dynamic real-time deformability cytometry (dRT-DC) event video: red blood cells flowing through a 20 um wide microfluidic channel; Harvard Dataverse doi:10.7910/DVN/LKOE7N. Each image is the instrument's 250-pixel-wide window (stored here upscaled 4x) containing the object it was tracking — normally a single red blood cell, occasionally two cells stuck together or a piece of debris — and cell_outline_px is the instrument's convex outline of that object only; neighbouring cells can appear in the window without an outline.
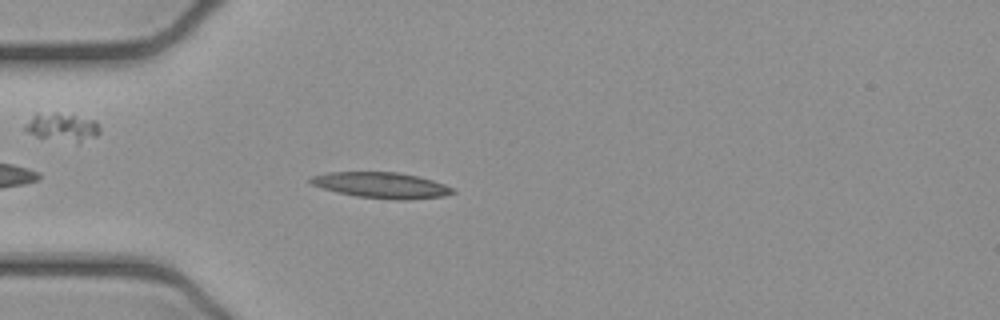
{"species": "common noctule bat (a hibernating species)", "species_latin": "Nyctalus noctula", "temperature_condition": "cold", "stored_images_in_passage": 21, "camera_frame_rate_fps": 3000, "um_per_image_px": 0.085, "animal": {"sex": "female", "body_mass_g": 21.9}, "frame": {"image": 1, "passage_image": 1, "time_ms": 0.0, "image_size_px": [1000, 320], "cell_outline_px": [[456, 192], [444, 196], [408, 200], [396, 200], [356, 196], [336, 192], [312, 184], [308, 180], [312, 176], [328, 172], [396, 172], [416, 176], [432, 180], [456, 188]], "centroid_in_image_um": [32.46, 15.75], "position_along_channel_um": 52.5, "area_um2": 21.39}}
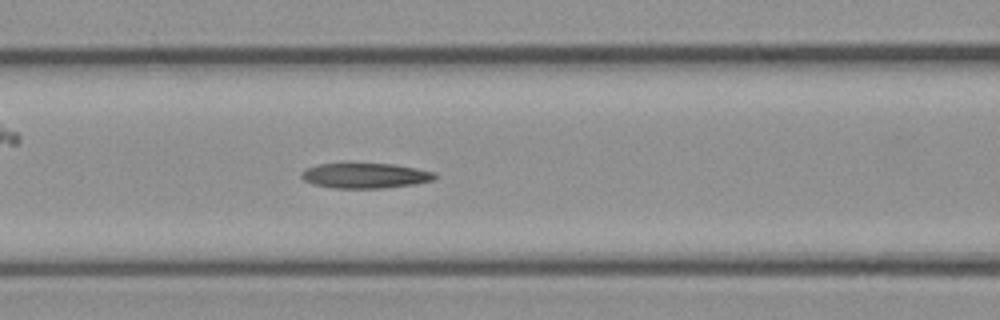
{"frame": {"image": 2, "passage_image": 8, "time_ms": 2.333, "image_size_px": [1000, 320], "cell_outline_px": [[436, 180], [416, 184], [384, 188], [332, 188], [312, 184], [304, 180], [300, 176], [300, 172], [304, 168], [316, 164], [392, 164], [416, 168], [436, 172]], "centroid_in_image_um": [31.03, 14.93], "position_along_channel_um": 135.6, "area_um2": 19.77}}
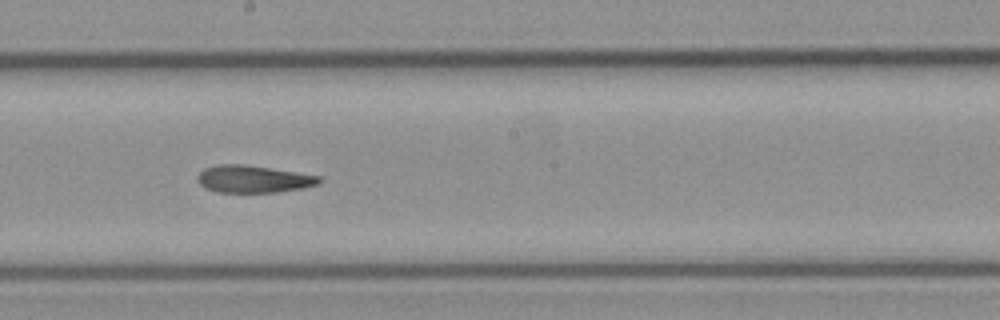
{"frame": {"image": 3, "passage_image": 15, "time_ms": 4.667, "image_size_px": [1000, 320], "cell_outline_px": [[324, 180], [320, 184], [300, 188], [276, 192], [216, 192], [204, 188], [196, 180], [196, 176], [204, 168], [216, 164], [248, 164], [320, 176]], "centroid_in_image_um": [21.51, 15.21], "position_along_channel_um": 226.7, "area_um2": 19.59}}